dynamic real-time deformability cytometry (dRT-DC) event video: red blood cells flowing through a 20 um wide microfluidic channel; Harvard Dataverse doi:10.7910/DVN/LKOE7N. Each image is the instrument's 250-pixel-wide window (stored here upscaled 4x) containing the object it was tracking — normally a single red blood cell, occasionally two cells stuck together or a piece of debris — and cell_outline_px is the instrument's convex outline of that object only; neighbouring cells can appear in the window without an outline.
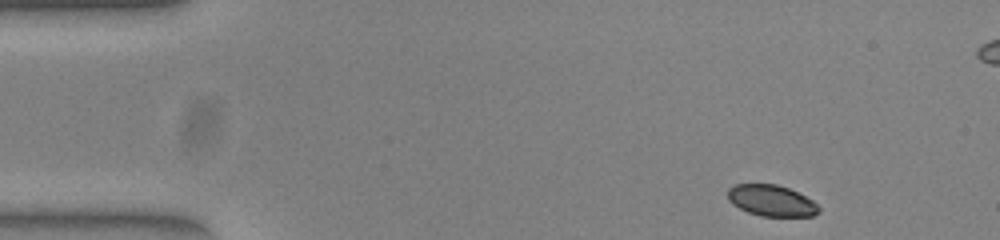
{"species": "common noctule bat (a hibernating species)", "species_latin": "Nyctalus noctula", "temperature_condition": "warm", "stored_images_in_passage": 48, "camera_frame_rate_fps": 3000, "um_per_image_px": 0.085, "animal": {"sex": "female", "body_mass_g": 23.0, "forearm_length_mm": 53.4}, "frame": {"image": 1, "passage_image": 1, "time_ms": 0.0, "image_size_px": [1000, 240], "cell_outline_px": [[820, 212], [812, 216], [760, 216], [748, 212], [732, 204], [728, 200], [728, 188], [736, 184], [776, 184], [788, 188], [812, 200], [820, 208]], "centroid_in_image_um": [65.56, 17.05], "position_along_channel_um": 19.4, "area_um2": 16.47}}
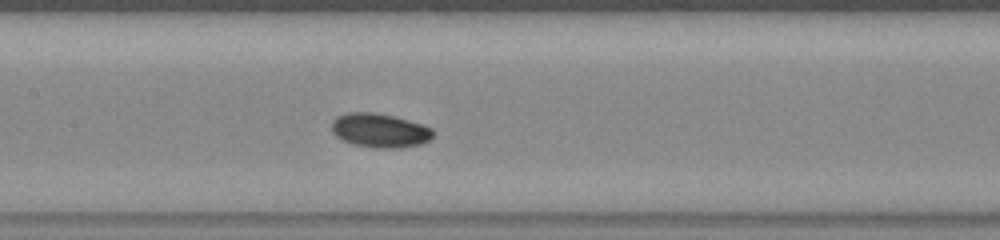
{"frame": {"image": 2, "passage_image": 20, "time_ms": 6.333, "image_size_px": [1000, 240], "cell_outline_px": [[432, 136], [428, 140], [420, 144], [400, 148], [376, 148], [352, 144], [336, 136], [332, 132], [332, 120], [336, 116], [348, 112], [372, 112], [392, 116], [420, 124], [432, 128]], "centroid_in_image_um": [32.23, 11.09], "position_along_channel_um": 175.2, "area_um2": 19.94}}
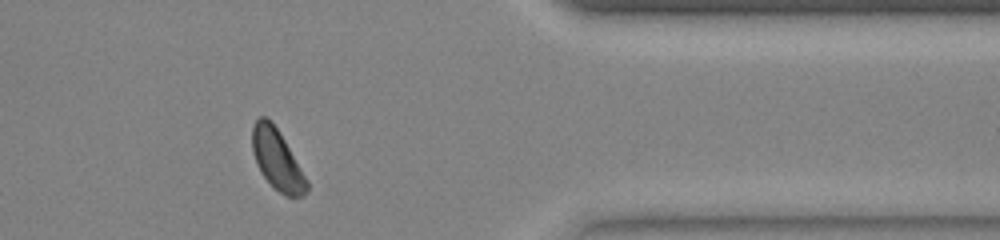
{"frame": {"image": 3, "passage_image": 38, "time_ms": 12.333, "image_size_px": [1000, 240], "cell_outline_px": [[308, 192], [304, 196], [284, 196], [260, 172], [256, 164], [252, 152], [252, 128], [256, 120], [260, 116], [264, 116], [276, 128], [284, 140], [308, 180]], "centroid_in_image_um": [23.55, 13.59], "position_along_channel_um": 387.8, "area_um2": 18.84}, "authors_computed_cell_mechanics": {"area_um2": 18.8428, "velocity_mm_per_s": 3.9005, "shape_relaxation_time_tau1_ms": 7.6342, "shape_relaxation_time_tau2_ms": null, "deformation_change_tau1": 0.1952, "deformation_change_tau2": null}}